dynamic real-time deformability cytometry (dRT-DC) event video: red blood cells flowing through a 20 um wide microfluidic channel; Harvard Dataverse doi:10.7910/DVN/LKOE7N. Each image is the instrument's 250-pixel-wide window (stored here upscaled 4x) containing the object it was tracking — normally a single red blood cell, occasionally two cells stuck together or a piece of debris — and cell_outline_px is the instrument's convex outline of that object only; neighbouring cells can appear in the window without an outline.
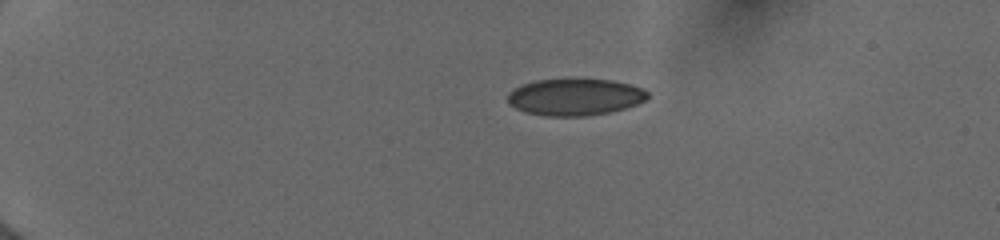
{"species": "human", "species_latin": "Homo sapiens", "temperature_condition": "cold", "stored_images_in_passage": 30, "camera_frame_rate_fps": 3000, "um_per_image_px": 0.085, "donor": {"sex": "female"}, "frame": {"image": 1, "passage_image": 1, "time_ms": 0.0, "image_size_px": [1000, 240], "cell_outline_px": [[648, 100], [624, 108], [608, 112], [584, 116], [544, 116], [528, 112], [516, 108], [508, 104], [508, 92], [512, 88], [520, 84], [536, 80], [572, 76], [576, 76], [612, 80], [644, 88], [648, 92]], "centroid_in_image_um": [48.85, 8.19], "position_along_channel_um": 36.1, "area_um2": 31.04}}
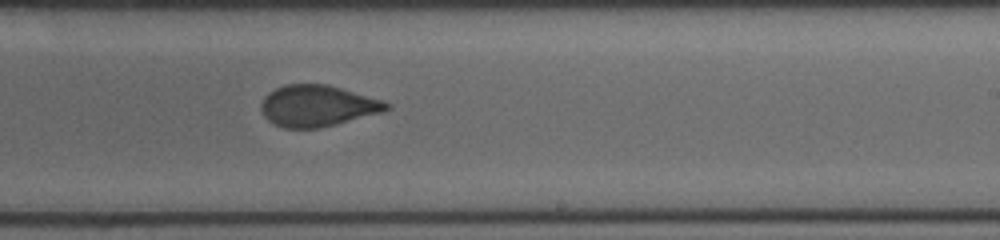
{"frame": {"image": 2, "passage_image": 17, "time_ms": 7.667, "image_size_px": [1000, 240], "cell_outline_px": [[392, 108], [380, 112], [336, 124], [320, 128], [284, 128], [268, 120], [264, 116], [260, 108], [260, 104], [264, 96], [268, 92], [284, 84], [328, 84], [384, 100], [392, 104]], "centroid_in_image_um": [26.98, 8.98], "position_along_channel_um": 262.0, "area_um2": 30.29}}
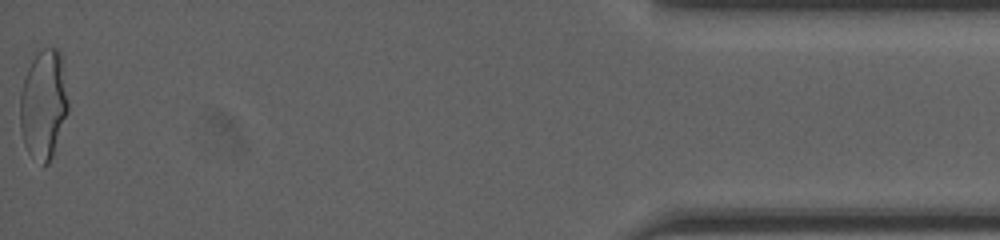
{"frame": {"image": 3, "passage_image": 30, "time_ms": 13.667, "image_size_px": [1000, 240], "cell_outline_px": [[68, 112], [52, 156], [48, 164], [44, 164], [28, 152], [24, 144], [20, 128], [20, 92], [28, 68], [32, 60], [44, 48], [56, 48], [60, 52], [68, 100]], "centroid_in_image_um": [3.7, 8.88], "position_along_channel_um": 431.5, "area_um2": 30.17}, "authors_computed_cell_mechanics": {"area_um2": 30.7785, "velocity_mm_per_s": 4.0008, "shape_relaxation_time_tau1_ms": null, "shape_relaxation_time_tau2_ms": 0.6156, "deformation_change_tau1": null, "deformation_change_tau2": 0.0371}}